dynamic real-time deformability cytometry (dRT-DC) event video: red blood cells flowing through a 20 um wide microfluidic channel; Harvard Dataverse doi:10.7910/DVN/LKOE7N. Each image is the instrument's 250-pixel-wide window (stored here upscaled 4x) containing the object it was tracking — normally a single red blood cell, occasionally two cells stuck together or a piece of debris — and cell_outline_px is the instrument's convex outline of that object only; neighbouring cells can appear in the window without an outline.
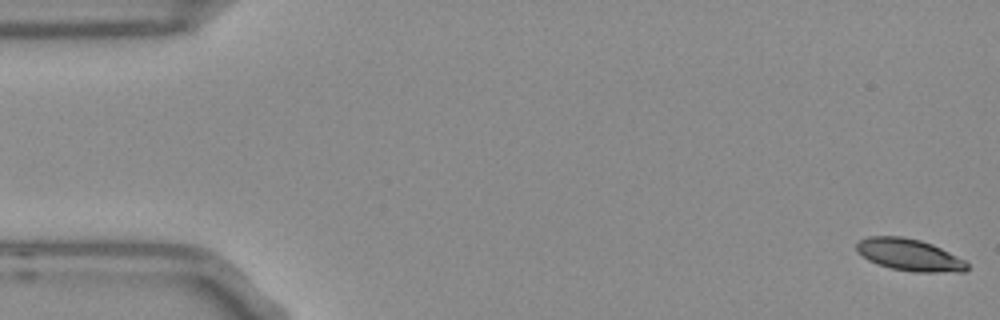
{"species": "Egyptian fruit bat (a non-hibernating species)", "species_latin": "Rousettus aegyptiacus", "temperature_condition": "room temperature", "stored_images_in_passage": 9, "camera_frame_rate_fps": 3000, "um_per_image_px": 0.085, "frame": {"image": 1, "passage_image": 1, "time_ms": 0.0, "image_size_px": [1000, 320], "cell_outline_px": [[968, 268], [964, 272], [912, 272], [892, 268], [876, 264], [868, 260], [856, 252], [856, 244], [860, 240], [868, 236], [900, 236], [920, 240], [932, 244], [964, 260], [968, 264]], "centroid_in_image_um": [77.26, 21.66], "position_along_channel_um": 7.7, "area_um2": 20.58}}